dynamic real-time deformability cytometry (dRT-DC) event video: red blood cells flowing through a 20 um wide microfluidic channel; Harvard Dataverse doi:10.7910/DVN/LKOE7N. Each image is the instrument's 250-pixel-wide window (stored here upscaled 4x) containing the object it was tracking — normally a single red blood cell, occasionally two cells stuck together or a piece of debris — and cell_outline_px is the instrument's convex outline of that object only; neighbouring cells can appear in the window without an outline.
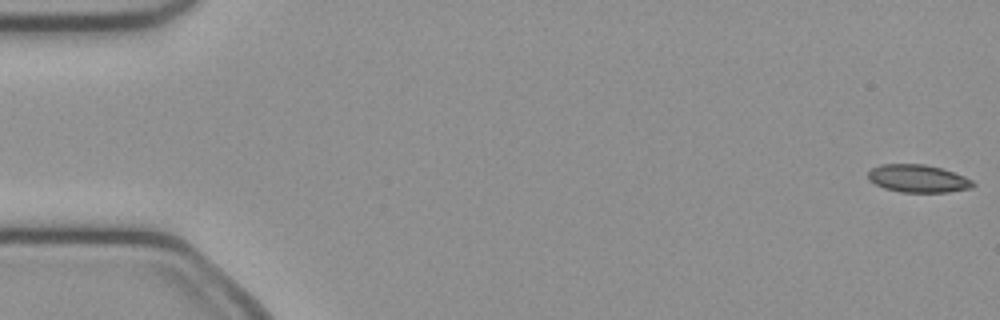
{"species": "common noctule bat (a hibernating species)", "species_latin": "Nyctalus noctula", "temperature_condition": "cold", "stored_images_in_passage": 51, "camera_frame_rate_fps": 3000, "um_per_image_px": 0.085, "animal": {"sex": "female", "body_mass_g": 21.9}, "frame": {"image": 1, "passage_image": 1, "time_ms": 0.0, "image_size_px": [1000, 320], "cell_outline_px": [[976, 184], [972, 188], [948, 192], [900, 192], [884, 188], [868, 180], [868, 172], [872, 168], [880, 164], [924, 164], [940, 168], [964, 176], [972, 180]], "centroid_in_image_um": [78.02, 15.18], "position_along_channel_um": 7.0, "area_um2": 16.94}}
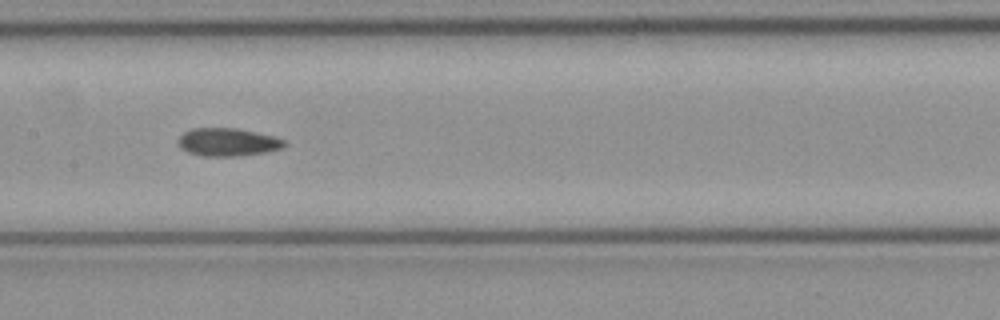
{"frame": {"image": 2, "passage_image": 25, "time_ms": 8.0, "image_size_px": [1000, 320], "cell_outline_px": [[288, 144], [284, 148], [264, 152], [236, 156], [204, 156], [188, 152], [180, 148], [176, 140], [184, 132], [192, 128], [236, 128], [256, 132], [272, 136], [284, 140]], "centroid_in_image_um": [19.34, 12.08], "position_along_channel_um": 188.1, "area_um2": 17.34}}
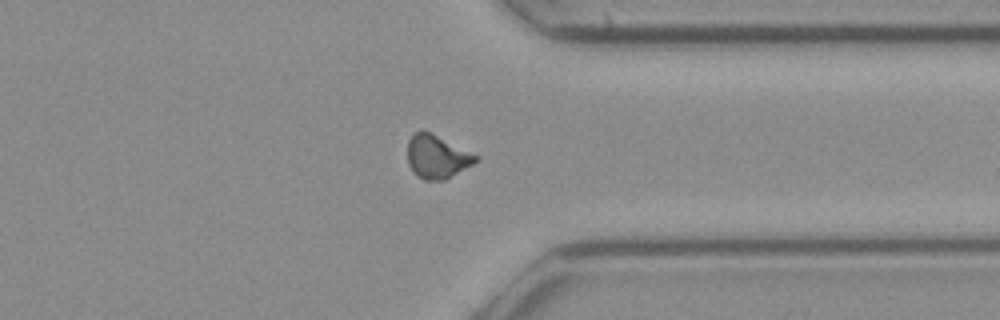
{"frame": {"image": 3, "passage_image": 39, "time_ms": 12.667, "image_size_px": [1000, 320], "cell_outline_px": [[480, 160], [444, 180], [424, 180], [408, 164], [408, 140], [412, 132], [428, 132], [480, 156]], "centroid_in_image_um": [37.16, 13.32], "position_along_channel_um": 374.2, "area_um2": 16.82}}